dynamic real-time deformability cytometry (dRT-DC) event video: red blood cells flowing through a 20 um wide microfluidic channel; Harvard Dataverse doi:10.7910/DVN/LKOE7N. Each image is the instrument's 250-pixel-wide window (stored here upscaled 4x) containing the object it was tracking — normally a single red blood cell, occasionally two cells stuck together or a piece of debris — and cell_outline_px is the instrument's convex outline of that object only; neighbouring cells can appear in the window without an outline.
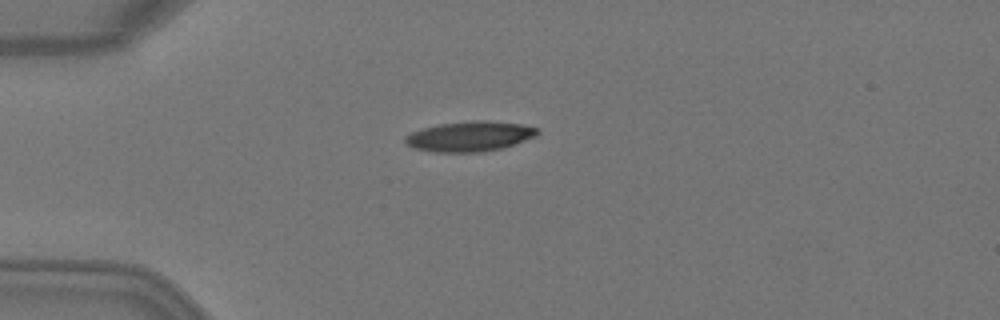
{"species": "Egyptian fruit bat (a non-hibernating species)", "species_latin": "Rousettus aegyptiacus", "temperature_condition": "warm", "stored_images_in_passage": 2, "camera_frame_rate_fps": 3000, "um_per_image_px": 0.085, "animal": {"sex": "female"}, "frame": {"image": 1, "passage_image": 1, "time_ms": 0.0, "image_size_px": [1000, 320], "cell_outline_px": [[540, 132], [536, 136], [504, 148], [484, 152], [432, 152], [416, 148], [408, 144], [404, 140], [404, 136], [420, 128], [440, 124], [472, 120], [488, 120], [524, 124], [536, 128]], "centroid_in_image_um": [39.95, 11.58], "position_along_channel_um": 45.1, "area_um2": 23.41}}